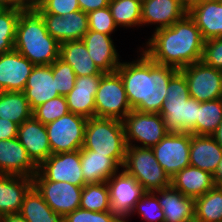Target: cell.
<instances>
[{"mask_svg": "<svg viewBox=\"0 0 222 222\" xmlns=\"http://www.w3.org/2000/svg\"><path fill=\"white\" fill-rule=\"evenodd\" d=\"M20 214L28 222H63V217L51 209L34 186L24 196Z\"/></svg>", "mask_w": 222, "mask_h": 222, "instance_id": "cell-30", "label": "cell"}, {"mask_svg": "<svg viewBox=\"0 0 222 222\" xmlns=\"http://www.w3.org/2000/svg\"><path fill=\"white\" fill-rule=\"evenodd\" d=\"M18 125L10 120L0 118V140L16 138Z\"/></svg>", "mask_w": 222, "mask_h": 222, "instance_id": "cell-44", "label": "cell"}, {"mask_svg": "<svg viewBox=\"0 0 222 222\" xmlns=\"http://www.w3.org/2000/svg\"><path fill=\"white\" fill-rule=\"evenodd\" d=\"M33 7L39 13H50L62 17L67 13L80 10L78 0H40Z\"/></svg>", "mask_w": 222, "mask_h": 222, "instance_id": "cell-42", "label": "cell"}, {"mask_svg": "<svg viewBox=\"0 0 222 222\" xmlns=\"http://www.w3.org/2000/svg\"><path fill=\"white\" fill-rule=\"evenodd\" d=\"M190 165L215 173L222 159V146L211 135L191 134Z\"/></svg>", "mask_w": 222, "mask_h": 222, "instance_id": "cell-26", "label": "cell"}, {"mask_svg": "<svg viewBox=\"0 0 222 222\" xmlns=\"http://www.w3.org/2000/svg\"><path fill=\"white\" fill-rule=\"evenodd\" d=\"M164 213V222H194V199L172 186L153 191Z\"/></svg>", "mask_w": 222, "mask_h": 222, "instance_id": "cell-25", "label": "cell"}, {"mask_svg": "<svg viewBox=\"0 0 222 222\" xmlns=\"http://www.w3.org/2000/svg\"><path fill=\"white\" fill-rule=\"evenodd\" d=\"M63 222H123V220L113 211L96 212L77 208L68 213Z\"/></svg>", "mask_w": 222, "mask_h": 222, "instance_id": "cell-41", "label": "cell"}, {"mask_svg": "<svg viewBox=\"0 0 222 222\" xmlns=\"http://www.w3.org/2000/svg\"><path fill=\"white\" fill-rule=\"evenodd\" d=\"M38 166L16 138L0 140V174L33 177Z\"/></svg>", "mask_w": 222, "mask_h": 222, "instance_id": "cell-19", "label": "cell"}, {"mask_svg": "<svg viewBox=\"0 0 222 222\" xmlns=\"http://www.w3.org/2000/svg\"><path fill=\"white\" fill-rule=\"evenodd\" d=\"M222 121V98L198 102L197 135H213Z\"/></svg>", "mask_w": 222, "mask_h": 222, "instance_id": "cell-36", "label": "cell"}, {"mask_svg": "<svg viewBox=\"0 0 222 222\" xmlns=\"http://www.w3.org/2000/svg\"><path fill=\"white\" fill-rule=\"evenodd\" d=\"M136 49L137 59L122 60L116 71L121 76L132 110L159 113L167 95L169 81L178 69L157 64L140 48Z\"/></svg>", "mask_w": 222, "mask_h": 222, "instance_id": "cell-1", "label": "cell"}, {"mask_svg": "<svg viewBox=\"0 0 222 222\" xmlns=\"http://www.w3.org/2000/svg\"><path fill=\"white\" fill-rule=\"evenodd\" d=\"M194 222H222V185L194 199Z\"/></svg>", "mask_w": 222, "mask_h": 222, "instance_id": "cell-32", "label": "cell"}, {"mask_svg": "<svg viewBox=\"0 0 222 222\" xmlns=\"http://www.w3.org/2000/svg\"><path fill=\"white\" fill-rule=\"evenodd\" d=\"M159 114L169 133L197 135L198 101L190 97L187 80L180 70L169 81Z\"/></svg>", "mask_w": 222, "mask_h": 222, "instance_id": "cell-4", "label": "cell"}, {"mask_svg": "<svg viewBox=\"0 0 222 222\" xmlns=\"http://www.w3.org/2000/svg\"><path fill=\"white\" fill-rule=\"evenodd\" d=\"M124 126L121 120L113 118H88L82 149L113 158L123 167L126 154Z\"/></svg>", "mask_w": 222, "mask_h": 222, "instance_id": "cell-5", "label": "cell"}, {"mask_svg": "<svg viewBox=\"0 0 222 222\" xmlns=\"http://www.w3.org/2000/svg\"><path fill=\"white\" fill-rule=\"evenodd\" d=\"M122 169L134 177L146 192L171 186V179L156 160L152 148L127 146Z\"/></svg>", "mask_w": 222, "mask_h": 222, "instance_id": "cell-6", "label": "cell"}, {"mask_svg": "<svg viewBox=\"0 0 222 222\" xmlns=\"http://www.w3.org/2000/svg\"><path fill=\"white\" fill-rule=\"evenodd\" d=\"M215 185H222V159L213 174Z\"/></svg>", "mask_w": 222, "mask_h": 222, "instance_id": "cell-47", "label": "cell"}, {"mask_svg": "<svg viewBox=\"0 0 222 222\" xmlns=\"http://www.w3.org/2000/svg\"><path fill=\"white\" fill-rule=\"evenodd\" d=\"M184 74L189 95L198 102L222 98V71L198 61L180 69Z\"/></svg>", "mask_w": 222, "mask_h": 222, "instance_id": "cell-11", "label": "cell"}, {"mask_svg": "<svg viewBox=\"0 0 222 222\" xmlns=\"http://www.w3.org/2000/svg\"><path fill=\"white\" fill-rule=\"evenodd\" d=\"M122 122L127 146L152 148L169 133L159 113L131 110Z\"/></svg>", "mask_w": 222, "mask_h": 222, "instance_id": "cell-7", "label": "cell"}, {"mask_svg": "<svg viewBox=\"0 0 222 222\" xmlns=\"http://www.w3.org/2000/svg\"><path fill=\"white\" fill-rule=\"evenodd\" d=\"M14 49L34 65H51L59 58L60 43L48 33L33 6H26L20 13Z\"/></svg>", "mask_w": 222, "mask_h": 222, "instance_id": "cell-3", "label": "cell"}, {"mask_svg": "<svg viewBox=\"0 0 222 222\" xmlns=\"http://www.w3.org/2000/svg\"><path fill=\"white\" fill-rule=\"evenodd\" d=\"M34 66L15 49L1 54L0 91L23 92Z\"/></svg>", "mask_w": 222, "mask_h": 222, "instance_id": "cell-17", "label": "cell"}, {"mask_svg": "<svg viewBox=\"0 0 222 222\" xmlns=\"http://www.w3.org/2000/svg\"><path fill=\"white\" fill-rule=\"evenodd\" d=\"M212 136L222 146V121L219 123L217 130L215 131V133Z\"/></svg>", "mask_w": 222, "mask_h": 222, "instance_id": "cell-48", "label": "cell"}, {"mask_svg": "<svg viewBox=\"0 0 222 222\" xmlns=\"http://www.w3.org/2000/svg\"><path fill=\"white\" fill-rule=\"evenodd\" d=\"M171 186L183 195L196 199L215 186L213 175L189 165L171 178Z\"/></svg>", "mask_w": 222, "mask_h": 222, "instance_id": "cell-27", "label": "cell"}, {"mask_svg": "<svg viewBox=\"0 0 222 222\" xmlns=\"http://www.w3.org/2000/svg\"><path fill=\"white\" fill-rule=\"evenodd\" d=\"M81 170L85 184L107 182L122 167L111 157L80 149Z\"/></svg>", "mask_w": 222, "mask_h": 222, "instance_id": "cell-28", "label": "cell"}, {"mask_svg": "<svg viewBox=\"0 0 222 222\" xmlns=\"http://www.w3.org/2000/svg\"><path fill=\"white\" fill-rule=\"evenodd\" d=\"M206 65L222 71V37L204 41L202 60Z\"/></svg>", "mask_w": 222, "mask_h": 222, "instance_id": "cell-43", "label": "cell"}, {"mask_svg": "<svg viewBox=\"0 0 222 222\" xmlns=\"http://www.w3.org/2000/svg\"><path fill=\"white\" fill-rule=\"evenodd\" d=\"M32 186V177L0 174V217L20 213L24 196Z\"/></svg>", "mask_w": 222, "mask_h": 222, "instance_id": "cell-24", "label": "cell"}, {"mask_svg": "<svg viewBox=\"0 0 222 222\" xmlns=\"http://www.w3.org/2000/svg\"><path fill=\"white\" fill-rule=\"evenodd\" d=\"M191 133H168L152 147L156 160L171 179L190 165Z\"/></svg>", "mask_w": 222, "mask_h": 222, "instance_id": "cell-12", "label": "cell"}, {"mask_svg": "<svg viewBox=\"0 0 222 222\" xmlns=\"http://www.w3.org/2000/svg\"><path fill=\"white\" fill-rule=\"evenodd\" d=\"M59 58L72 67L76 76L104 74L89 57L86 45L82 40L61 43Z\"/></svg>", "mask_w": 222, "mask_h": 222, "instance_id": "cell-29", "label": "cell"}, {"mask_svg": "<svg viewBox=\"0 0 222 222\" xmlns=\"http://www.w3.org/2000/svg\"><path fill=\"white\" fill-rule=\"evenodd\" d=\"M25 96L33 111L36 107L59 95L53 79L51 65H35L24 88Z\"/></svg>", "mask_w": 222, "mask_h": 222, "instance_id": "cell-21", "label": "cell"}, {"mask_svg": "<svg viewBox=\"0 0 222 222\" xmlns=\"http://www.w3.org/2000/svg\"><path fill=\"white\" fill-rule=\"evenodd\" d=\"M40 0H25V6H33Z\"/></svg>", "mask_w": 222, "mask_h": 222, "instance_id": "cell-50", "label": "cell"}, {"mask_svg": "<svg viewBox=\"0 0 222 222\" xmlns=\"http://www.w3.org/2000/svg\"><path fill=\"white\" fill-rule=\"evenodd\" d=\"M187 13L180 0H142L141 25L142 28L154 25L156 31L172 26Z\"/></svg>", "mask_w": 222, "mask_h": 222, "instance_id": "cell-16", "label": "cell"}, {"mask_svg": "<svg viewBox=\"0 0 222 222\" xmlns=\"http://www.w3.org/2000/svg\"><path fill=\"white\" fill-rule=\"evenodd\" d=\"M88 118L69 112L45 125L51 154L80 150Z\"/></svg>", "mask_w": 222, "mask_h": 222, "instance_id": "cell-9", "label": "cell"}, {"mask_svg": "<svg viewBox=\"0 0 222 222\" xmlns=\"http://www.w3.org/2000/svg\"><path fill=\"white\" fill-rule=\"evenodd\" d=\"M33 186L51 209L63 218L79 208L83 187L54 181H33Z\"/></svg>", "mask_w": 222, "mask_h": 222, "instance_id": "cell-14", "label": "cell"}, {"mask_svg": "<svg viewBox=\"0 0 222 222\" xmlns=\"http://www.w3.org/2000/svg\"><path fill=\"white\" fill-rule=\"evenodd\" d=\"M112 211L123 221L130 215L136 202L146 193L138 181L123 169L107 180Z\"/></svg>", "mask_w": 222, "mask_h": 222, "instance_id": "cell-13", "label": "cell"}, {"mask_svg": "<svg viewBox=\"0 0 222 222\" xmlns=\"http://www.w3.org/2000/svg\"><path fill=\"white\" fill-rule=\"evenodd\" d=\"M131 110L120 74L104 73L95 95V117L122 121Z\"/></svg>", "mask_w": 222, "mask_h": 222, "instance_id": "cell-8", "label": "cell"}, {"mask_svg": "<svg viewBox=\"0 0 222 222\" xmlns=\"http://www.w3.org/2000/svg\"><path fill=\"white\" fill-rule=\"evenodd\" d=\"M204 41L187 13L172 26L151 32L139 48L157 64L180 70L202 60Z\"/></svg>", "mask_w": 222, "mask_h": 222, "instance_id": "cell-2", "label": "cell"}, {"mask_svg": "<svg viewBox=\"0 0 222 222\" xmlns=\"http://www.w3.org/2000/svg\"><path fill=\"white\" fill-rule=\"evenodd\" d=\"M7 6H11L16 4L14 0H2Z\"/></svg>", "mask_w": 222, "mask_h": 222, "instance_id": "cell-51", "label": "cell"}, {"mask_svg": "<svg viewBox=\"0 0 222 222\" xmlns=\"http://www.w3.org/2000/svg\"><path fill=\"white\" fill-rule=\"evenodd\" d=\"M0 222H28L20 213L0 217Z\"/></svg>", "mask_w": 222, "mask_h": 222, "instance_id": "cell-46", "label": "cell"}, {"mask_svg": "<svg viewBox=\"0 0 222 222\" xmlns=\"http://www.w3.org/2000/svg\"><path fill=\"white\" fill-rule=\"evenodd\" d=\"M69 113L65 96H58L46 103L36 107L32 111V116L42 124L46 125Z\"/></svg>", "mask_w": 222, "mask_h": 222, "instance_id": "cell-38", "label": "cell"}, {"mask_svg": "<svg viewBox=\"0 0 222 222\" xmlns=\"http://www.w3.org/2000/svg\"><path fill=\"white\" fill-rule=\"evenodd\" d=\"M33 181L67 182L75 186L85 185L81 170L80 150L51 154L38 166Z\"/></svg>", "mask_w": 222, "mask_h": 222, "instance_id": "cell-10", "label": "cell"}, {"mask_svg": "<svg viewBox=\"0 0 222 222\" xmlns=\"http://www.w3.org/2000/svg\"><path fill=\"white\" fill-rule=\"evenodd\" d=\"M204 40L222 37V0H201L188 9Z\"/></svg>", "mask_w": 222, "mask_h": 222, "instance_id": "cell-23", "label": "cell"}, {"mask_svg": "<svg viewBox=\"0 0 222 222\" xmlns=\"http://www.w3.org/2000/svg\"><path fill=\"white\" fill-rule=\"evenodd\" d=\"M53 79L60 96H66L75 85L76 74L72 67L60 58L52 63Z\"/></svg>", "mask_w": 222, "mask_h": 222, "instance_id": "cell-39", "label": "cell"}, {"mask_svg": "<svg viewBox=\"0 0 222 222\" xmlns=\"http://www.w3.org/2000/svg\"><path fill=\"white\" fill-rule=\"evenodd\" d=\"M79 208L96 212L112 211L107 182L85 184Z\"/></svg>", "mask_w": 222, "mask_h": 222, "instance_id": "cell-35", "label": "cell"}, {"mask_svg": "<svg viewBox=\"0 0 222 222\" xmlns=\"http://www.w3.org/2000/svg\"><path fill=\"white\" fill-rule=\"evenodd\" d=\"M180 1L187 9H189L191 6L199 3L201 0H180Z\"/></svg>", "mask_w": 222, "mask_h": 222, "instance_id": "cell-49", "label": "cell"}, {"mask_svg": "<svg viewBox=\"0 0 222 222\" xmlns=\"http://www.w3.org/2000/svg\"><path fill=\"white\" fill-rule=\"evenodd\" d=\"M32 117V110L24 92L0 91V118L21 125Z\"/></svg>", "mask_w": 222, "mask_h": 222, "instance_id": "cell-31", "label": "cell"}, {"mask_svg": "<svg viewBox=\"0 0 222 222\" xmlns=\"http://www.w3.org/2000/svg\"><path fill=\"white\" fill-rule=\"evenodd\" d=\"M89 30L113 36L119 29L111 15L109 7L97 9L87 14Z\"/></svg>", "mask_w": 222, "mask_h": 222, "instance_id": "cell-40", "label": "cell"}, {"mask_svg": "<svg viewBox=\"0 0 222 222\" xmlns=\"http://www.w3.org/2000/svg\"><path fill=\"white\" fill-rule=\"evenodd\" d=\"M17 139L37 166L51 155L45 125L33 116L18 126Z\"/></svg>", "mask_w": 222, "mask_h": 222, "instance_id": "cell-20", "label": "cell"}, {"mask_svg": "<svg viewBox=\"0 0 222 222\" xmlns=\"http://www.w3.org/2000/svg\"><path fill=\"white\" fill-rule=\"evenodd\" d=\"M48 33L60 44L66 41L82 40L88 32V16L82 10L58 16L40 13Z\"/></svg>", "mask_w": 222, "mask_h": 222, "instance_id": "cell-15", "label": "cell"}, {"mask_svg": "<svg viewBox=\"0 0 222 222\" xmlns=\"http://www.w3.org/2000/svg\"><path fill=\"white\" fill-rule=\"evenodd\" d=\"M113 36L93 30H88L82 41L86 45L89 57L104 73L115 72L122 62L121 56L116 49Z\"/></svg>", "mask_w": 222, "mask_h": 222, "instance_id": "cell-18", "label": "cell"}, {"mask_svg": "<svg viewBox=\"0 0 222 222\" xmlns=\"http://www.w3.org/2000/svg\"><path fill=\"white\" fill-rule=\"evenodd\" d=\"M25 7L16 3L0 13V55L14 49L19 16Z\"/></svg>", "mask_w": 222, "mask_h": 222, "instance_id": "cell-34", "label": "cell"}, {"mask_svg": "<svg viewBox=\"0 0 222 222\" xmlns=\"http://www.w3.org/2000/svg\"><path fill=\"white\" fill-rule=\"evenodd\" d=\"M109 2L110 0H78L80 10L86 14L107 7Z\"/></svg>", "mask_w": 222, "mask_h": 222, "instance_id": "cell-45", "label": "cell"}, {"mask_svg": "<svg viewBox=\"0 0 222 222\" xmlns=\"http://www.w3.org/2000/svg\"><path fill=\"white\" fill-rule=\"evenodd\" d=\"M137 213L143 222H164V213L159 204L157 196L153 192H146L135 204L130 215L124 220L129 219Z\"/></svg>", "mask_w": 222, "mask_h": 222, "instance_id": "cell-37", "label": "cell"}, {"mask_svg": "<svg viewBox=\"0 0 222 222\" xmlns=\"http://www.w3.org/2000/svg\"><path fill=\"white\" fill-rule=\"evenodd\" d=\"M108 7L118 28H142L141 0H110Z\"/></svg>", "mask_w": 222, "mask_h": 222, "instance_id": "cell-33", "label": "cell"}, {"mask_svg": "<svg viewBox=\"0 0 222 222\" xmlns=\"http://www.w3.org/2000/svg\"><path fill=\"white\" fill-rule=\"evenodd\" d=\"M102 75L76 76L74 88L65 96L69 112L95 117V95Z\"/></svg>", "mask_w": 222, "mask_h": 222, "instance_id": "cell-22", "label": "cell"}, {"mask_svg": "<svg viewBox=\"0 0 222 222\" xmlns=\"http://www.w3.org/2000/svg\"><path fill=\"white\" fill-rule=\"evenodd\" d=\"M16 3L25 5V0H14Z\"/></svg>", "mask_w": 222, "mask_h": 222, "instance_id": "cell-53", "label": "cell"}, {"mask_svg": "<svg viewBox=\"0 0 222 222\" xmlns=\"http://www.w3.org/2000/svg\"><path fill=\"white\" fill-rule=\"evenodd\" d=\"M8 6L2 1L0 0V13L6 9Z\"/></svg>", "mask_w": 222, "mask_h": 222, "instance_id": "cell-52", "label": "cell"}]
</instances>
